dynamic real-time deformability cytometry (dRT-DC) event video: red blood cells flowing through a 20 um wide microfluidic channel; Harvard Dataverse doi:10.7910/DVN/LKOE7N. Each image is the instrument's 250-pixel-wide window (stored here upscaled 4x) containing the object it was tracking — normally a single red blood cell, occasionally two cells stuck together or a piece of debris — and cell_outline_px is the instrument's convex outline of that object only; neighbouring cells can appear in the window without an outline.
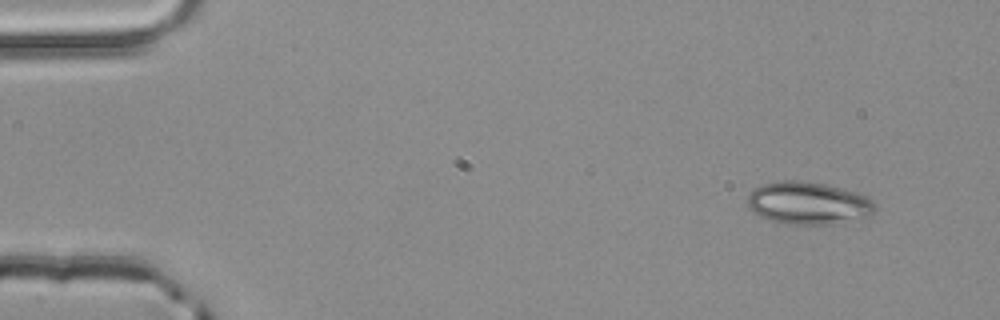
{"species": "common noctule bat (a hibernating species)", "species_latin": "Nyctalus noctula", "temperature_condition": "room temperature", "stored_images_in_passage": 3, "camera_frame_rate_fps": 3000, "um_per_image_px": 0.085, "animal": {"sex": "male", "body_mass_g": 20.4}, "frame": {"image": 1, "passage_image": 1, "time_ms": 0.0, "image_size_px": [1000, 320], "cell_outline_px": [[876, 212], [868, 216], [836, 224], [784, 224], [768, 220], [752, 212], [748, 208], [748, 192], [752, 188], [764, 184], [780, 180], [800, 180], [824, 184], [856, 192], [868, 196], [876, 204]], "centroid_in_image_um": [68.69, 17.27], "position_along_channel_um": 16.3, "area_um2": 32.02}}